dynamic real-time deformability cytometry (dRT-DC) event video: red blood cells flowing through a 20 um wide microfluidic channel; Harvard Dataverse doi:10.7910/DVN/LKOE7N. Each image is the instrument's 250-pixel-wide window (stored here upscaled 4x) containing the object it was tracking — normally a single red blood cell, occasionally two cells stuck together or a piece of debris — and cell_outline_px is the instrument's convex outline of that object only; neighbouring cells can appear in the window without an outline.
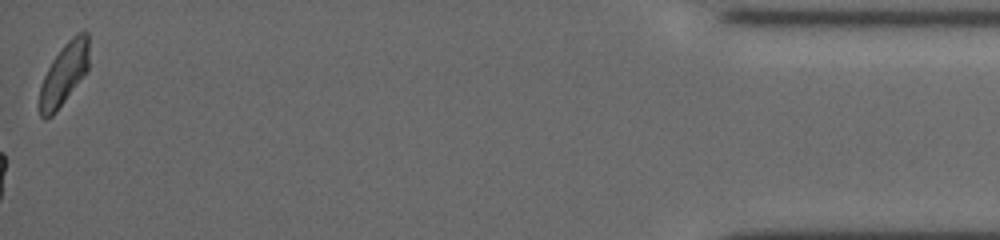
{"species": "common noctule bat (a hibernating species)", "species_latin": "Nyctalus noctula", "temperature_condition": "cold", "stored_images_in_passage": 37, "camera_frame_rate_fps": 3000, "um_per_image_px": 0.085, "animal": {"sex": "female", "body_mass_g": 19.5, "forearm_length_mm": 54.1}, "frame": {"image": 1, "passage_image": 37, "time_ms": 12.0, "image_size_px": [1000, 240], "cell_outline_px": [[88, 68], [56, 112], [52, 116], [44, 120], [40, 116], [40, 84], [52, 60], [64, 44], [76, 32], [84, 28], [88, 32]], "centroid_in_image_um": [5.44, 6.24], "position_along_channel_um": 429.8, "area_um2": 17.69}, "authors_computed_cell_mechanics": {"area_um2": 16.3574, "velocity_mm_per_s": 3.7509, "shape_relaxation_time_tau1_ms": 5.3497, "shape_relaxation_time_tau2_ms": 1.5779, "deformation_change_tau1": 0.1153, "deformation_change_tau2": 0.0524}}